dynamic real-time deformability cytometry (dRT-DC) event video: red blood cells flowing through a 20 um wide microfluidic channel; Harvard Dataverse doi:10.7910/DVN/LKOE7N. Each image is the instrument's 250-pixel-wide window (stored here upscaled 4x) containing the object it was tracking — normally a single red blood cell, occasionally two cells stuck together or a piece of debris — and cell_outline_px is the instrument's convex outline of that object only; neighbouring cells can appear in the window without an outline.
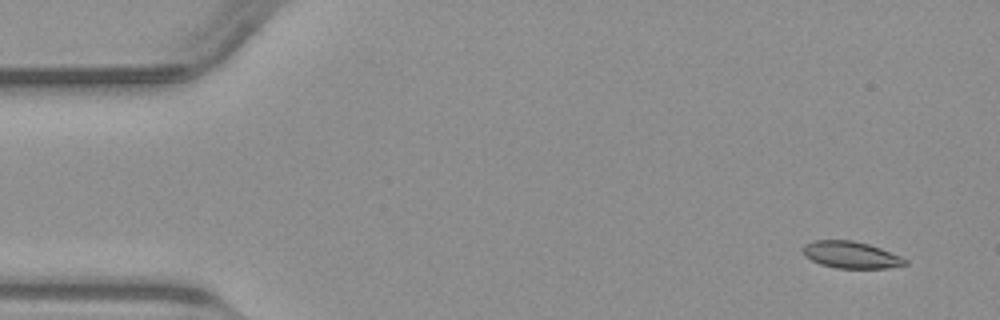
{"species": "common noctule bat (a hibernating species)", "species_latin": "Nyctalus noctula", "temperature_condition": "warm", "stored_images_in_passage": 48, "camera_frame_rate_fps": 3000, "um_per_image_px": 0.085, "animal": {"sex": "male", "body_mass_g": 23.1, "forearm_length_mm": 52.7}, "frame": {"image": 1, "passage_image": 1, "time_ms": 0.0, "image_size_px": [1000, 320], "cell_outline_px": [[908, 264], [888, 268], [836, 268], [820, 264], [804, 256], [800, 248], [804, 244], [816, 240], [852, 240], [868, 244], [880, 248], [900, 256], [908, 260]], "centroid_in_image_um": [72.3, 21.66], "position_along_channel_um": 12.7, "area_um2": 16.07}}
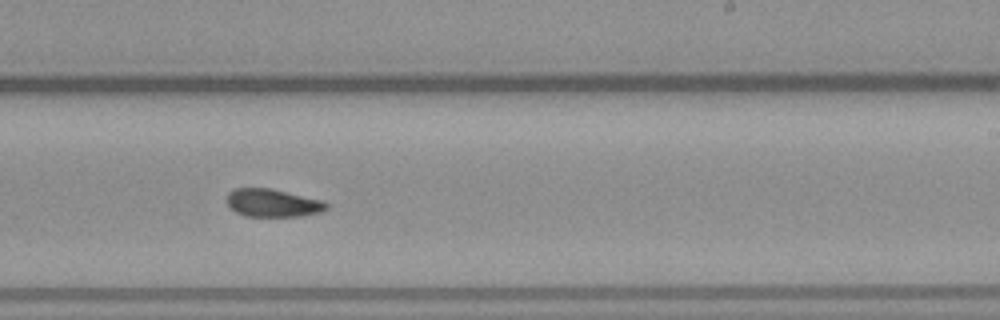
{"frame": {"image": 2, "passage_image": 28, "time_ms": 9.0, "image_size_px": [1000, 320], "cell_outline_px": [[328, 208], [320, 212], [300, 216], [244, 216], [236, 212], [224, 200], [228, 192], [236, 188], [268, 188], [324, 200], [328, 204]], "centroid_in_image_um": [23.16, 17.25], "position_along_channel_um": 265.8, "area_um2": 16.24}}
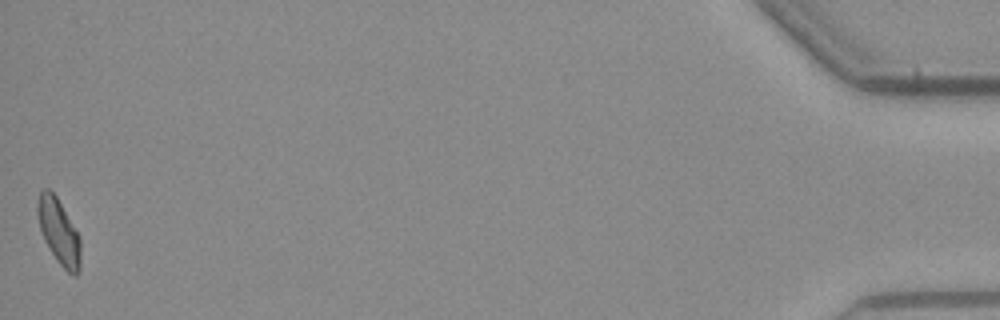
{"frame": {"image": 3, "passage_image": 48, "time_ms": 15.667, "image_size_px": [1000, 320], "cell_outline_px": [[80, 272], [76, 276], [72, 276], [56, 260], [44, 240], [40, 228], [36, 212], [36, 200], [40, 192], [44, 188], [48, 188], [56, 196], [80, 236]], "centroid_in_image_um": [4.99, 19.7], "position_along_channel_um": 430.2, "area_um2": 16.53}}